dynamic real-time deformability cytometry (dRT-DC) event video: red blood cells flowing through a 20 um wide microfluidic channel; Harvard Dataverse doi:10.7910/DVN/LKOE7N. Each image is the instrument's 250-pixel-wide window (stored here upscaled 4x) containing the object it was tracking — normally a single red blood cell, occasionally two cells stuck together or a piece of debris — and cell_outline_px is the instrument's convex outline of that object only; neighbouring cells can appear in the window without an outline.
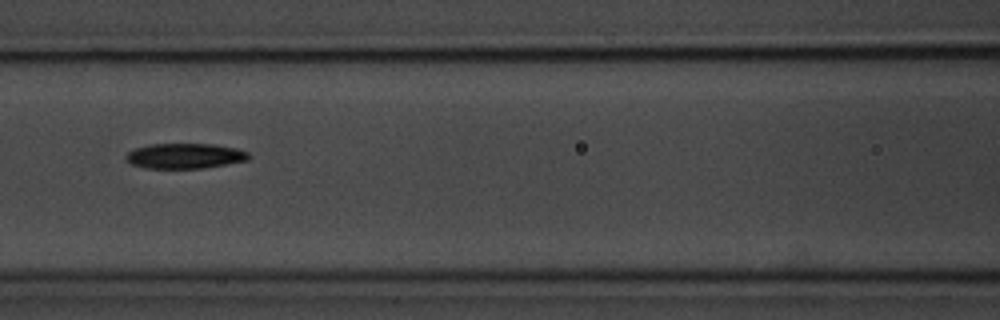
{"species": "common noctule bat (a hibernating species)", "species_latin": "Nyctalus noctula", "temperature_condition": "room temperature", "stored_images_in_passage": 3, "camera_frame_rate_fps": 3000, "um_per_image_px": 0.085, "animal": {"sex": "male", "body_mass_g": 20.1, "forearm_length_mm": 53.5}, "frame": {"image": 1, "passage_image": 3, "time_ms": 2.333, "image_size_px": [1000, 320], "cell_outline_px": [[252, 156], [248, 160], [204, 168], [144, 168], [132, 164], [124, 160], [124, 156], [128, 152], [136, 148], [152, 144], [212, 144], [236, 148], [248, 152]], "centroid_in_image_um": [15.71, 13.26], "position_along_channel_um": 150.9, "area_um2": 18.09}}